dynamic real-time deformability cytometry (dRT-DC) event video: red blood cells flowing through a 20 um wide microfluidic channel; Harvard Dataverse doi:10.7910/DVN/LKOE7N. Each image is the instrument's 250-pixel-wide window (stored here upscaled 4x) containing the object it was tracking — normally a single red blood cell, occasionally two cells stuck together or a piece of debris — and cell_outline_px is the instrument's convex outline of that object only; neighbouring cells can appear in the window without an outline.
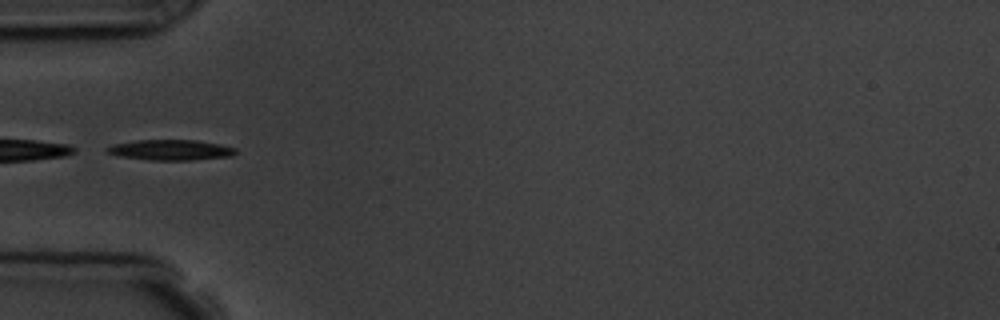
{"species": "common noctule bat (a hibernating species)", "species_latin": "Nyctalus noctula", "temperature_condition": "room temperature", "stored_images_in_passage": 7, "camera_frame_rate_fps": 3000, "um_per_image_px": 0.085, "animal": {"sex": "male", "body_mass_g": 19.5, "forearm_length_mm": 54.6}, "frame": {"image": 1, "passage_image": 1, "time_ms": 0.0, "image_size_px": [1000, 320], "cell_outline_px": [[236, 152], [232, 156], [192, 160], [152, 160], [116, 156], [108, 152], [104, 148], [112, 144], [136, 140], [196, 140], [220, 144], [236, 148]], "centroid_in_image_um": [14.48, 12.74], "position_along_channel_um": 70.5, "area_um2": 15.43}}
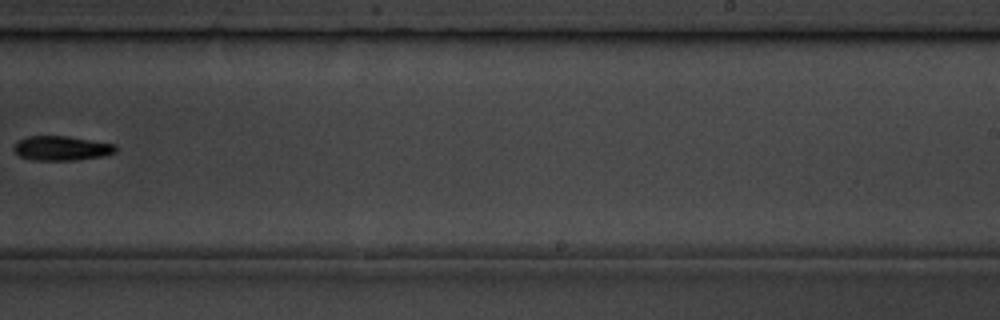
{"frame": {"image": 2, "passage_image": 6, "time_ms": 5.667, "image_size_px": [1000, 320], "cell_outline_px": [[116, 152], [104, 156], [72, 160], [32, 160], [20, 156], [12, 148], [20, 140], [28, 136], [68, 136], [116, 144]], "centroid_in_image_um": [5.26, 12.6], "position_along_channel_um": 283.7, "area_um2": 14.45}}